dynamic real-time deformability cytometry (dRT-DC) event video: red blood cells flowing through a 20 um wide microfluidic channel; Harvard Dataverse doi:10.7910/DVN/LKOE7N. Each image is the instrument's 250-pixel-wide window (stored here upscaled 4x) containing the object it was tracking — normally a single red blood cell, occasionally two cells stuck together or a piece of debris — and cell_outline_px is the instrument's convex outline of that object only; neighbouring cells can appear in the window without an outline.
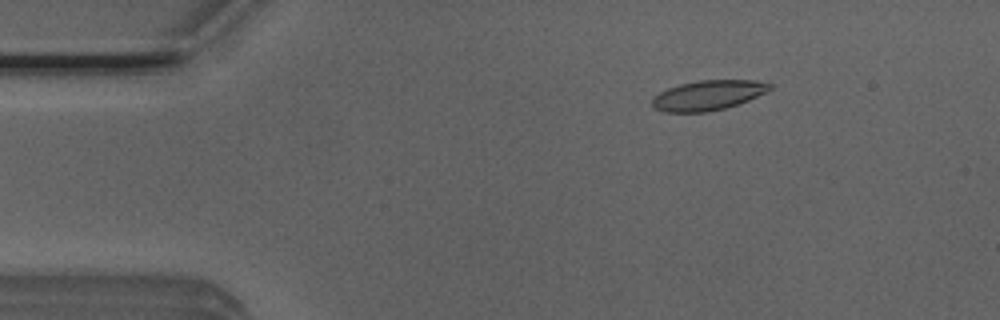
{"species": "Egyptian fruit bat (a non-hibernating species)", "species_latin": "Rousettus aegyptiacus", "temperature_condition": "room temperature", "stored_images_in_passage": 52, "camera_frame_rate_fps": 3000, "um_per_image_px": 0.085, "animal": {"sex": "male"}, "frame": {"image": 1, "passage_image": 8, "time_ms": 2.333, "image_size_px": [1000, 320], "cell_outline_px": [[772, 88], [748, 100], [724, 108], [708, 112], [664, 112], [652, 108], [652, 96], [668, 88], [680, 84], [700, 80], [756, 80], [772, 84]], "centroid_in_image_um": [60.13, 8.1], "position_along_channel_um": 24.9, "area_um2": 20.4}}
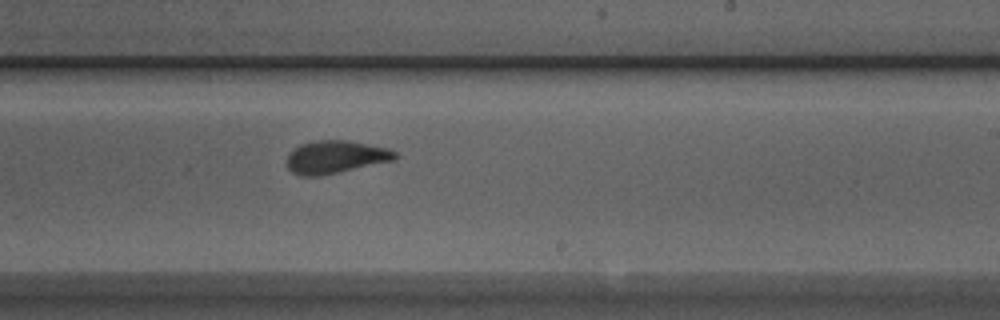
{"frame": {"image": 2, "passage_image": 31, "time_ms": 10.0, "image_size_px": [1000, 320], "cell_outline_px": [[396, 160], [320, 176], [300, 176], [292, 172], [288, 168], [288, 152], [300, 144], [312, 140], [348, 140], [388, 148], [396, 152]], "centroid_in_image_um": [28.51, 13.34], "position_along_channel_um": 260.5, "area_um2": 20.81}}
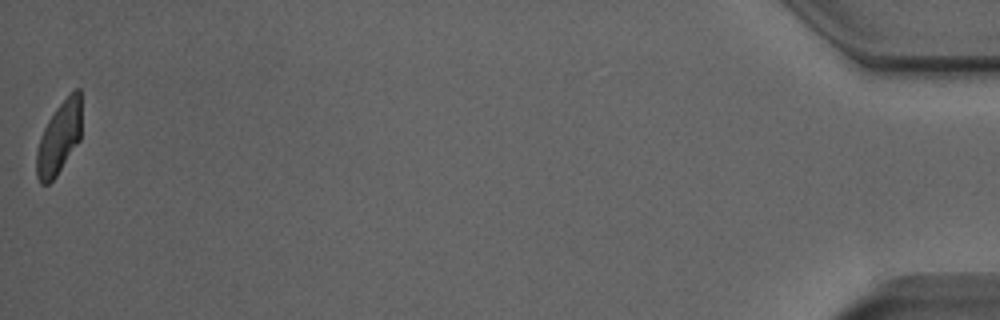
{"frame": {"image": 3, "passage_image": 52, "time_ms": 17.0, "image_size_px": [1000, 320], "cell_outline_px": [[80, 140], [56, 176], [48, 184], [40, 184], [36, 176], [36, 152], [40, 136], [48, 120], [56, 108], [76, 88], [80, 88]], "centroid_in_image_um": [4.99, 11.76], "position_along_channel_um": 430.2, "area_um2": 18.79}, "authors_computed_cell_mechanics": {"area_um2": 20.7213, "velocity_mm_per_s": 3.9186, "shape_relaxation_time_tau1_ms": 5.9332, "shape_relaxation_time_tau2_ms": 1.6197, "deformation_change_tau1": 0.177, "deformation_change_tau2": 0.0653}}